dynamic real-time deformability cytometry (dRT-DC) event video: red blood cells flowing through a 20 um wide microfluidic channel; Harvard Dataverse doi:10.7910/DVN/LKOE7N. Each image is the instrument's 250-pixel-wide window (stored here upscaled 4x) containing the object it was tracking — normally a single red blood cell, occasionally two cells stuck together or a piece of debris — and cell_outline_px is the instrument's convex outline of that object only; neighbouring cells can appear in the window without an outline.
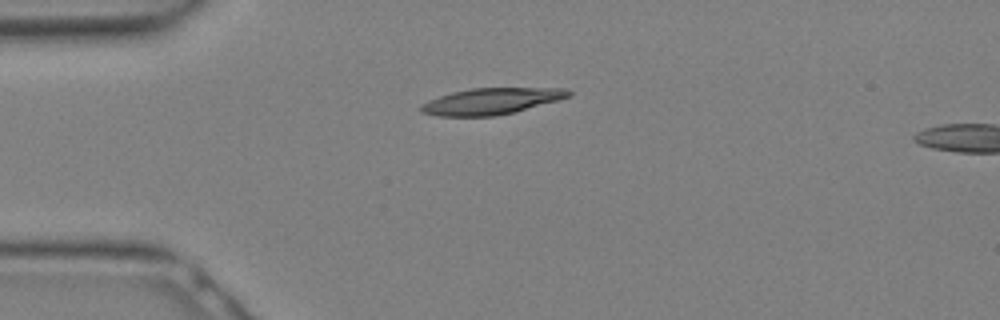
{"species": "Egyptian fruit bat (a non-hibernating species)", "species_latin": "Rousettus aegyptiacus", "temperature_condition": "warm", "stored_images_in_passage": 3, "camera_frame_rate_fps": 3000, "um_per_image_px": 0.085, "animal": {"sex": "female"}, "frame": {"image": 1, "passage_image": 1, "time_ms": 0.0, "image_size_px": [1000, 320], "cell_outline_px": [[572, 96], [560, 100], [496, 116], [440, 116], [420, 112], [420, 104], [428, 100], [452, 92], [472, 88], [568, 88], [572, 92]], "centroid_in_image_um": [41.78, 8.59], "position_along_channel_um": 43.2, "area_um2": 22.66}}